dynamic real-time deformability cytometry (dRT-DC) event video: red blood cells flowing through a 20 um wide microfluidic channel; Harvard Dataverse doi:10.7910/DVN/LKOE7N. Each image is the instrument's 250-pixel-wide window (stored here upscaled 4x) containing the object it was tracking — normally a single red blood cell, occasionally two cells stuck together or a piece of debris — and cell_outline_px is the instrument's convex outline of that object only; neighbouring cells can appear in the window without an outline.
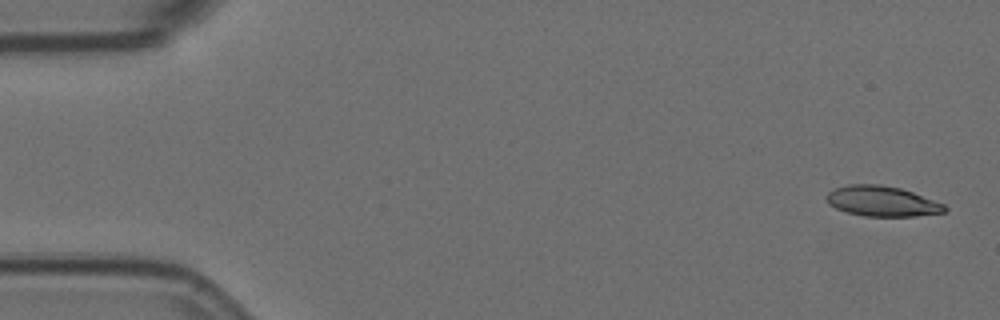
{"species": "Egyptian fruit bat (a non-hibernating species)", "species_latin": "Rousettus aegyptiacus", "temperature_condition": "room temperature", "stored_images_in_passage": 5, "camera_frame_rate_fps": 3000, "um_per_image_px": 0.085, "animal": {"sex": "female"}, "frame": {"image": 1, "passage_image": 1, "time_ms": 0.0, "image_size_px": [1000, 320], "cell_outline_px": [[948, 208], [944, 212], [916, 216], [864, 216], [848, 212], [836, 208], [828, 204], [824, 196], [828, 192], [836, 188], [848, 184], [880, 184], [900, 188], [912, 192], [944, 204]], "centroid_in_image_um": [74.94, 17.1], "position_along_channel_um": 10.1, "area_um2": 20.81}}
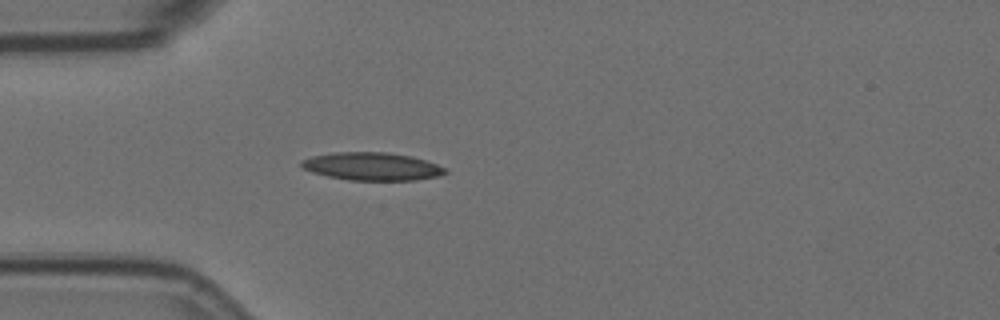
{"frame": {"image": 2, "passage_image": 5, "time_ms": 1.333, "image_size_px": [1000, 320], "cell_outline_px": [[448, 172], [440, 176], [416, 180], [348, 180], [328, 176], [312, 172], [304, 168], [300, 164], [300, 160], [312, 156], [336, 152], [388, 152], [412, 156], [448, 168]], "centroid_in_image_um": [31.65, 14.14], "position_along_channel_um": 53.3, "area_um2": 23.47}}